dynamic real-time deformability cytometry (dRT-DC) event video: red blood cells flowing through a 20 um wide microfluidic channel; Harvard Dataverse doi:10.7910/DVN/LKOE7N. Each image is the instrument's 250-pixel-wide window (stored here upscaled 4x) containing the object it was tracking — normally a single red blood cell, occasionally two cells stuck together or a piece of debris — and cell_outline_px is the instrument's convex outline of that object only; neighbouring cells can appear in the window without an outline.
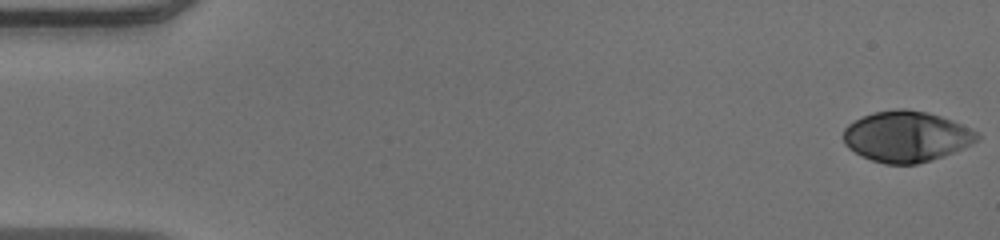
{"species": "human", "species_latin": "Homo sapiens", "temperature_condition": "warm", "stored_images_in_passage": 52, "camera_frame_rate_fps": 3000, "um_per_image_px": 0.085, "donor": {"sex": "male"}, "frame": {"image": 1, "passage_image": 1, "time_ms": 0.0, "image_size_px": [1000, 240], "cell_outline_px": [[980, 136], [976, 140], [944, 156], [916, 164], [884, 164], [860, 156], [848, 148], [844, 144], [844, 128], [848, 124], [872, 112], [896, 108], [908, 108], [928, 112], [952, 120], [976, 132]], "centroid_in_image_um": [76.98, 11.59], "position_along_channel_um": 8.0, "area_um2": 39.36}}
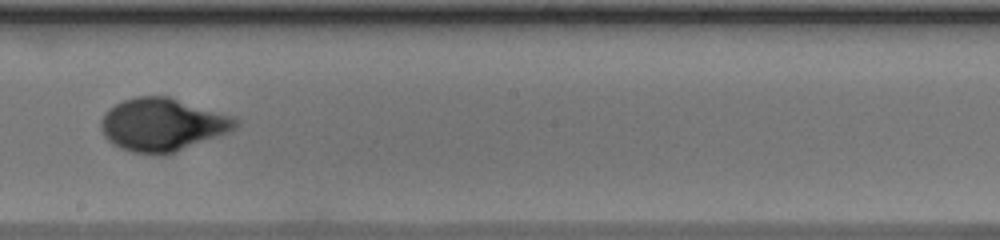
{"frame": {"image": 2, "passage_image": 30, "time_ms": 9.667, "image_size_px": [1000, 240], "cell_outline_px": [[240, 120], [236, 128], [228, 132], [164, 156], [132, 152], [120, 148], [108, 140], [104, 136], [100, 128], [100, 120], [104, 112], [108, 108], [124, 100], [136, 96], [168, 96], [232, 116]], "centroid_in_image_um": [13.77, 10.6], "position_along_channel_um": 234.4, "area_um2": 41.5}}
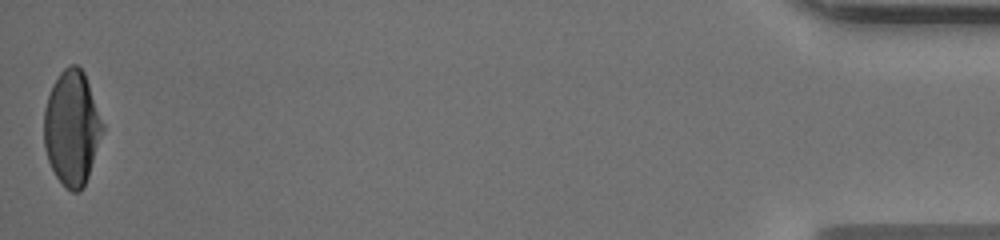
{"frame": {"image": 3, "passage_image": 52, "time_ms": 17.0, "image_size_px": [1000, 240], "cell_outline_px": [[104, 128], [88, 176], [80, 192], [72, 192], [56, 176], [48, 160], [44, 148], [44, 108], [52, 84], [60, 72], [68, 64], [76, 64], [84, 72], [104, 124]], "centroid_in_image_um": [6.1, 10.84], "position_along_channel_um": 429.1, "area_um2": 38.96}, "authors_computed_cell_mechanics": {"area_um2": 39.3618, "velocity_mm_per_s": 3.944, "shape_relaxation_time_tau1_ms": 4.9753, "shape_relaxation_time_tau2_ms": null, "deformation_change_tau1": 0.2493, "deformation_change_tau2": null}}